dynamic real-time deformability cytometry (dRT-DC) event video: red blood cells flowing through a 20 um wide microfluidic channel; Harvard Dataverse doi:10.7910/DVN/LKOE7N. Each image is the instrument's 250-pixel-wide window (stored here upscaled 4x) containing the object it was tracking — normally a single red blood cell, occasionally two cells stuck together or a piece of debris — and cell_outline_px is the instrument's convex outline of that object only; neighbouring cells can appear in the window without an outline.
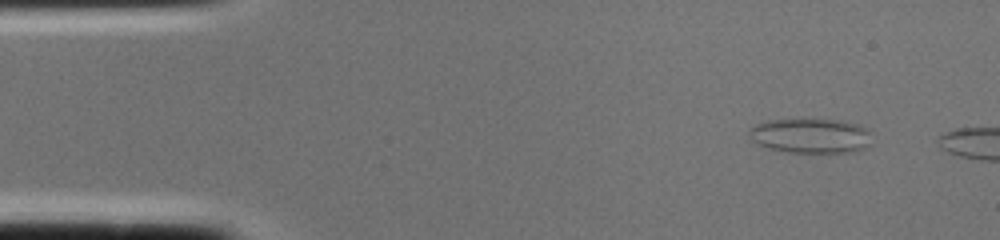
{"species": "common noctule bat (a hibernating species)", "species_latin": "Nyctalus noctula", "temperature_condition": "cold", "stored_images_in_passage": 2, "camera_frame_rate_fps": 3000, "um_per_image_px": 0.085, "animal": {"sex": "female", "body_mass_g": 22.0, "forearm_length_mm": 56.7}, "frame": {"image": 1, "passage_image": 2, "time_ms": 0.333, "image_size_px": [1000, 240], "cell_outline_px": [[868, 144], [864, 148], [852, 152], [788, 152], [768, 148], [756, 144], [748, 136], [748, 128], [764, 120], [844, 120], [860, 124], [868, 128]], "centroid_in_image_um": [68.85, 11.53], "position_along_channel_um": 16.2, "area_um2": 24.85}}